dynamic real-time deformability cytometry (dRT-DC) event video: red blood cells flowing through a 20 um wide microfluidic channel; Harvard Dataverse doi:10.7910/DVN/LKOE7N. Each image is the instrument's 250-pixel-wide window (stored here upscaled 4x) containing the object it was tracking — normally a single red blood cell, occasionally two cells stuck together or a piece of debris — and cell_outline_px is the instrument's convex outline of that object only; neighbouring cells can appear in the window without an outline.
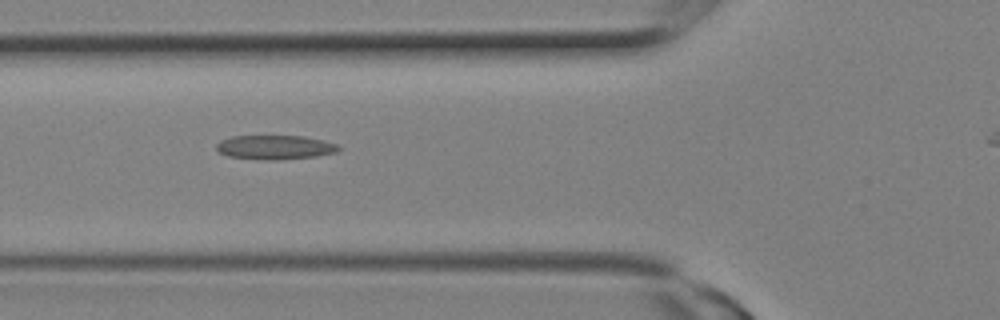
{"species": "Egyptian fruit bat (a non-hibernating species)", "species_latin": "Rousettus aegyptiacus", "temperature_condition": "room temperature", "stored_images_in_passage": 23, "camera_frame_rate_fps": 3000, "um_per_image_px": 0.085, "animal": {"sex": "female"}, "frame": {"image": 1, "passage_image": 9, "time_ms": 2.667, "image_size_px": [1000, 320], "cell_outline_px": [[340, 148], [336, 152], [316, 156], [280, 160], [264, 160], [228, 156], [216, 152], [216, 144], [220, 140], [232, 136], [304, 136], [324, 140], [336, 144]], "centroid_in_image_um": [23.33, 12.52], "position_along_channel_um": 102.5, "area_um2": 17.34}}
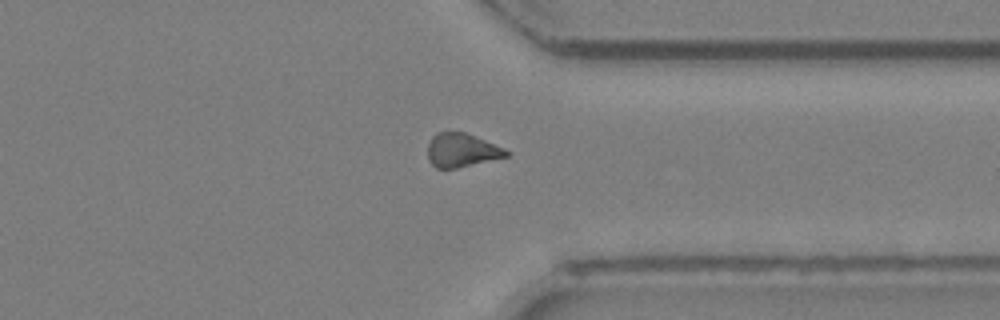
{"frame": {"image": 2, "passage_image": 19, "time_ms": 6.0, "image_size_px": [1000, 320], "cell_outline_px": [[512, 152], [508, 156], [456, 168], [436, 168], [428, 160], [428, 144], [432, 136], [436, 132], [464, 132], [504, 148]], "centroid_in_image_um": [39.23, 12.77], "position_along_channel_um": 372.2, "area_um2": 15.32}}
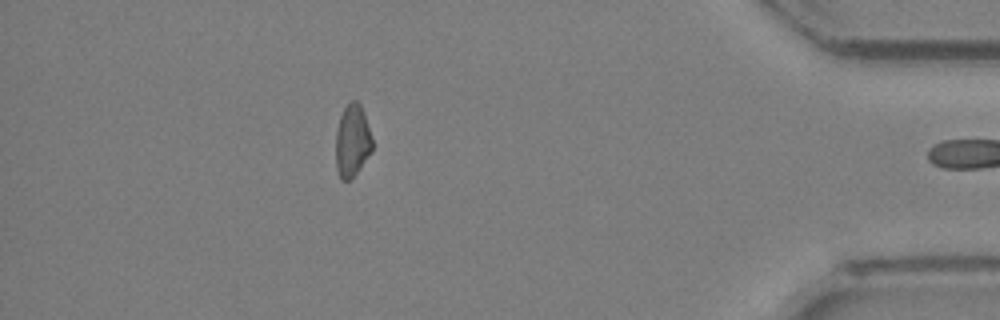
{"frame": {"image": 3, "passage_image": 22, "time_ms": 7.0, "image_size_px": [1000, 320], "cell_outline_px": [[372, 152], [356, 172], [348, 180], [340, 180], [336, 168], [336, 132], [340, 116], [344, 108], [352, 100], [356, 100], [360, 104], [372, 140]], "centroid_in_image_um": [29.92, 11.98], "position_along_channel_um": 405.3, "area_um2": 15.09}}